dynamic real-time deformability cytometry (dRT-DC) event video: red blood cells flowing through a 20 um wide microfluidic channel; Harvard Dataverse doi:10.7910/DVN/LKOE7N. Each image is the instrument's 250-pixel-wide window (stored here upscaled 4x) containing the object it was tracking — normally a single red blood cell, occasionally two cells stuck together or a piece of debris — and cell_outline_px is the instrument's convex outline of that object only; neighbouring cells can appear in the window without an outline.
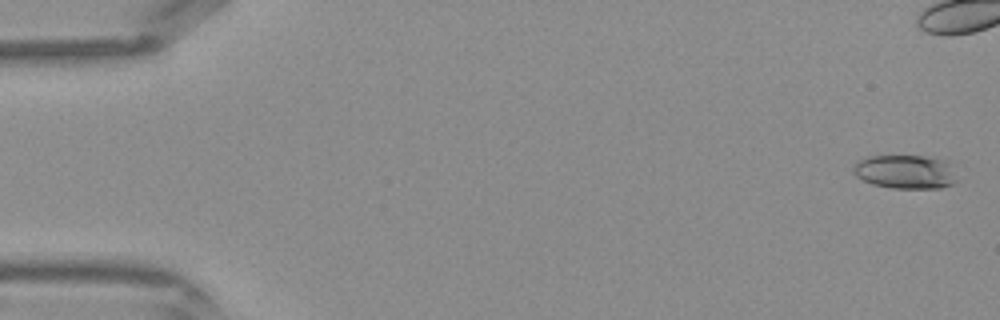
{"species": "Egyptian fruit bat (a non-hibernating species)", "species_latin": "Rousettus aegyptiacus", "temperature_condition": "warm", "stored_images_in_passage": 6, "camera_frame_rate_fps": 3000, "um_per_image_px": 0.085, "frame": {"image": 1, "passage_image": 1, "time_ms": 0.0, "image_size_px": [1000, 320], "cell_outline_px": [[956, 180], [952, 184], [940, 188], [892, 188], [872, 184], [860, 180], [852, 172], [852, 168], [856, 160], [868, 156], [924, 156], [948, 160]], "centroid_in_image_um": [76.89, 14.6], "position_along_channel_um": 8.1, "area_um2": 20.63}}